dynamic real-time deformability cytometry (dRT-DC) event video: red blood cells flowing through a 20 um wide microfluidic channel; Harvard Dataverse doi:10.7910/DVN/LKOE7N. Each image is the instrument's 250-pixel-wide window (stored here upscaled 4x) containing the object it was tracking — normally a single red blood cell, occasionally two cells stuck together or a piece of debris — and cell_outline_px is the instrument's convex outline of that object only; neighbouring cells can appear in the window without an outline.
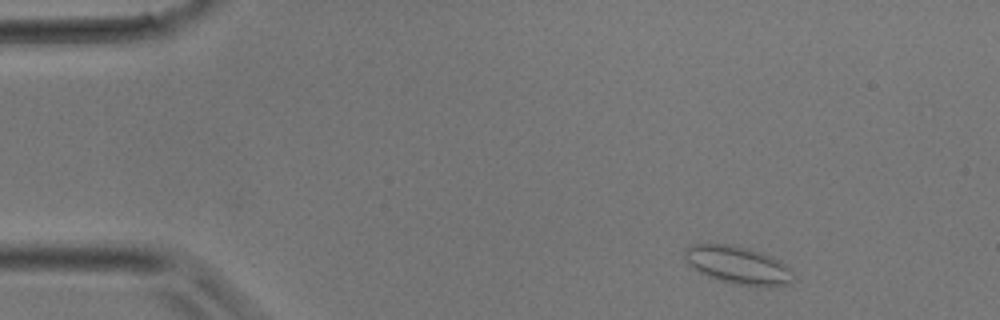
{"species": "common noctule bat (a hibernating species)", "species_latin": "Nyctalus noctula", "temperature_condition": "room temperature", "stored_images_in_passage": 7, "camera_frame_rate_fps": 3000, "um_per_image_px": 0.085, "animal": {"sex": "male", "body_mass_g": 17.9}, "frame": {"image": 1, "passage_image": 1, "time_ms": 0.0, "image_size_px": [1000, 320], "cell_outline_px": [[792, 280], [788, 284], [736, 284], [716, 280], [700, 272], [684, 256], [684, 252], [692, 244], [724, 244], [764, 252], [784, 264], [792, 272]], "centroid_in_image_um": [62.7, 22.51], "position_along_channel_um": 22.3, "area_um2": 22.83}}